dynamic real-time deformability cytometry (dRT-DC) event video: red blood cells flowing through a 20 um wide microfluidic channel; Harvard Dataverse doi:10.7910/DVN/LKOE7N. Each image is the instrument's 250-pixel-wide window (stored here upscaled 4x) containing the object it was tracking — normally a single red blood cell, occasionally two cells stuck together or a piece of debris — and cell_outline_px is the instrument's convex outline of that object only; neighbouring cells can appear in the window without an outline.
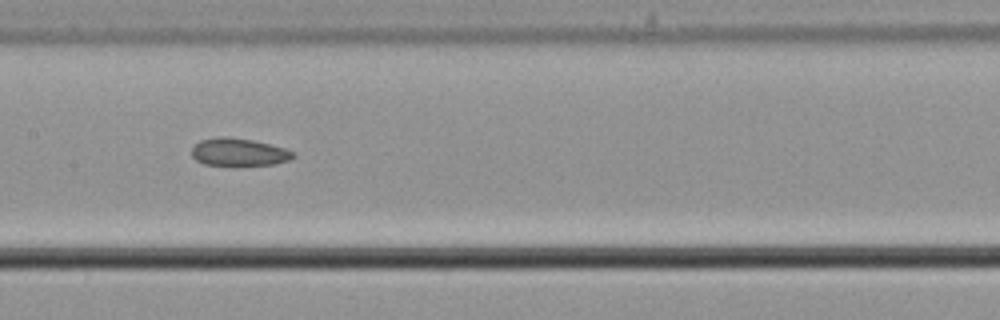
{"species": "common noctule bat (a hibernating species)", "species_latin": "Nyctalus noctula", "temperature_condition": "cold", "stored_images_in_passage": 10, "camera_frame_rate_fps": 3000, "um_per_image_px": 0.085, "animal": {"sex": "male", "body_mass_g": 21.5, "forearm_length_mm": 52.0}, "frame": {"image": 1, "passage_image": 9, "time_ms": 2.667, "image_size_px": [1000, 320], "cell_outline_px": [[296, 156], [288, 160], [272, 164], [204, 164], [196, 160], [192, 156], [192, 148], [200, 140], [220, 136], [228, 136], [252, 140], [284, 148], [296, 152]], "centroid_in_image_um": [20.29, 12.9], "position_along_channel_um": 187.1, "area_um2": 16.01}}
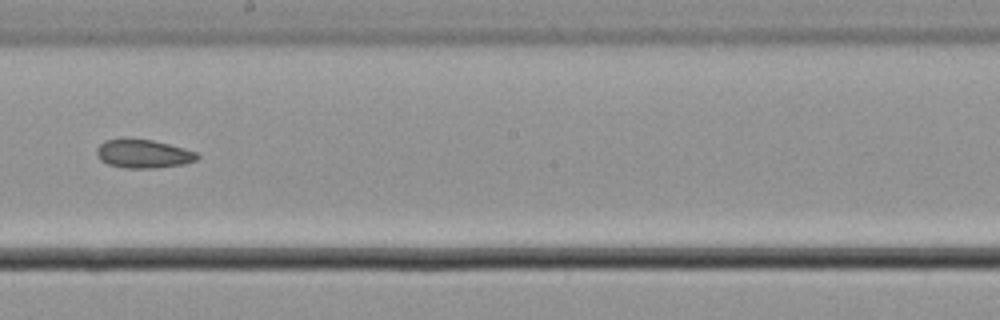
{"frame": {"image": 2, "passage_image": 10, "time_ms": 3.0, "image_size_px": [1000, 320], "cell_outline_px": [[200, 156], [196, 160], [184, 164], [156, 168], [124, 168], [108, 164], [100, 160], [96, 152], [96, 148], [104, 140], [124, 136], [152, 140], [184, 148], [196, 152]], "centroid_in_image_um": [12.13, 13.04], "position_along_channel_um": 236.1, "area_um2": 17.17}}